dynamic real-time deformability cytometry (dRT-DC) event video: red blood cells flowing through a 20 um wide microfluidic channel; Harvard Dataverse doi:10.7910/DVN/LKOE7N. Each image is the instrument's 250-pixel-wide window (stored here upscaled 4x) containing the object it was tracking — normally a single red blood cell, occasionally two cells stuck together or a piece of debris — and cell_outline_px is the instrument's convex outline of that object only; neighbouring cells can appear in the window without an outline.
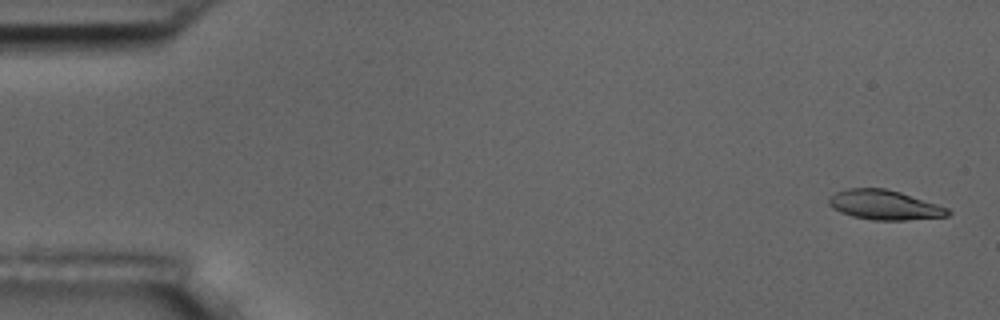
{"species": "common noctule bat (a hibernating species)", "species_latin": "Nyctalus noctula", "temperature_condition": "room temperature", "stored_images_in_passage": 5, "camera_frame_rate_fps": 3000, "um_per_image_px": 0.085, "animal": {"sex": "male", "body_mass_g": 17.5, "forearm_length_mm": 52.3}, "frame": {"image": 1, "passage_image": 1, "time_ms": 0.0, "image_size_px": [1000, 320], "cell_outline_px": [[952, 212], [948, 216], [908, 220], [872, 220], [852, 216], [840, 212], [832, 208], [828, 204], [828, 196], [836, 192], [848, 188], [884, 188], [900, 192], [948, 208]], "centroid_in_image_um": [75.14, 17.42], "position_along_channel_um": 9.9, "area_um2": 20.58}}